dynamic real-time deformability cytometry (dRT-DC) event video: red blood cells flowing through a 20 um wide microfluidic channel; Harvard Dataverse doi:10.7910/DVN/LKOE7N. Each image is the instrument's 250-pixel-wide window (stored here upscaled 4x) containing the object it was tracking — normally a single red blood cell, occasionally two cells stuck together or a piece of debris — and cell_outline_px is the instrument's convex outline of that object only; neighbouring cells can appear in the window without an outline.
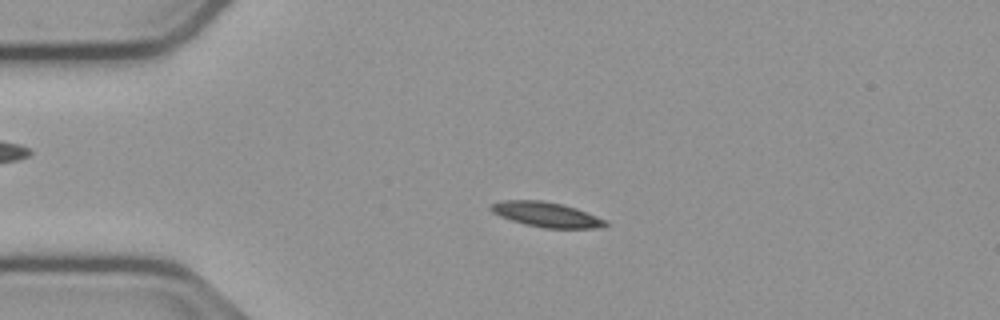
{"species": "common noctule bat (a hibernating species)", "species_latin": "Nyctalus noctula", "temperature_condition": "cold", "stored_images_in_passage": 54, "camera_frame_rate_fps": 3000, "um_per_image_px": 0.085, "animal": {"sex": "male", "body_mass_g": 23.1, "forearm_length_mm": 52.7}, "frame": {"image": 1, "passage_image": 12, "time_ms": 3.667, "image_size_px": [1000, 320], "cell_outline_px": [[608, 224], [596, 228], [544, 228], [524, 224], [500, 216], [492, 212], [488, 208], [488, 204], [500, 200], [544, 200], [576, 208], [608, 220]], "centroid_in_image_um": [46.4, 18.22], "position_along_channel_um": 38.6, "area_um2": 16.76}}
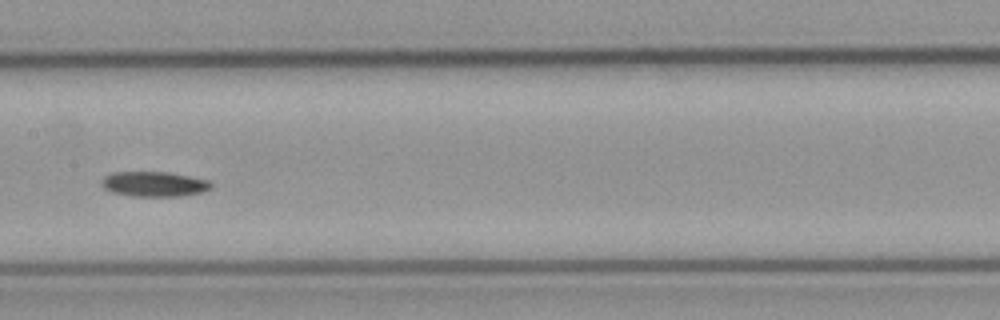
{"frame": {"image": 2, "passage_image": 27, "time_ms": 8.667, "image_size_px": [1000, 320], "cell_outline_px": [[212, 188], [200, 192], [180, 196], [132, 196], [112, 192], [104, 188], [100, 184], [100, 180], [104, 176], [112, 172], [168, 172], [212, 180]], "centroid_in_image_um": [13.09, 15.63], "position_along_channel_um": 194.3, "area_um2": 16.13}}
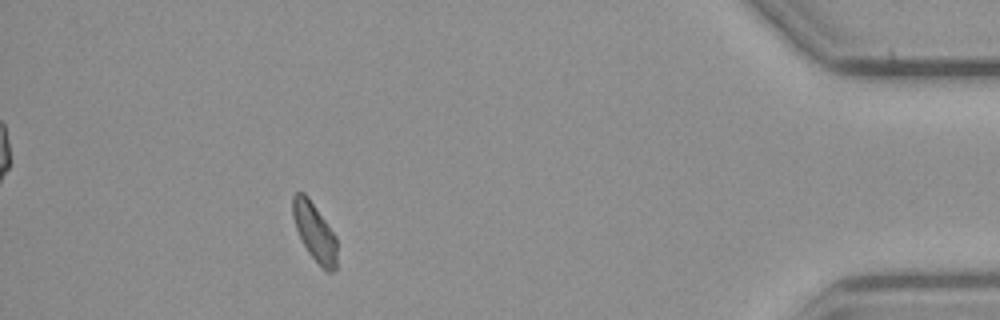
{"frame": {"image": 3, "passage_image": 49, "time_ms": 16.0, "image_size_px": [1000, 320], "cell_outline_px": [[336, 268], [332, 272], [328, 272], [308, 252], [296, 228], [292, 216], [292, 196], [296, 192], [304, 192], [308, 196], [336, 236]], "centroid_in_image_um": [26.73, 19.67], "position_along_channel_um": 408.5, "area_um2": 14.74}, "authors_computed_cell_mechanics": {"area_um2": 15.7794, "velocity_mm_per_s": 3.719, "shape_relaxation_time_tau1_ms": 2.4821, "shape_relaxation_time_tau2_ms": null, "deformation_change_tau1": 0.1065, "deformation_change_tau2": null}}